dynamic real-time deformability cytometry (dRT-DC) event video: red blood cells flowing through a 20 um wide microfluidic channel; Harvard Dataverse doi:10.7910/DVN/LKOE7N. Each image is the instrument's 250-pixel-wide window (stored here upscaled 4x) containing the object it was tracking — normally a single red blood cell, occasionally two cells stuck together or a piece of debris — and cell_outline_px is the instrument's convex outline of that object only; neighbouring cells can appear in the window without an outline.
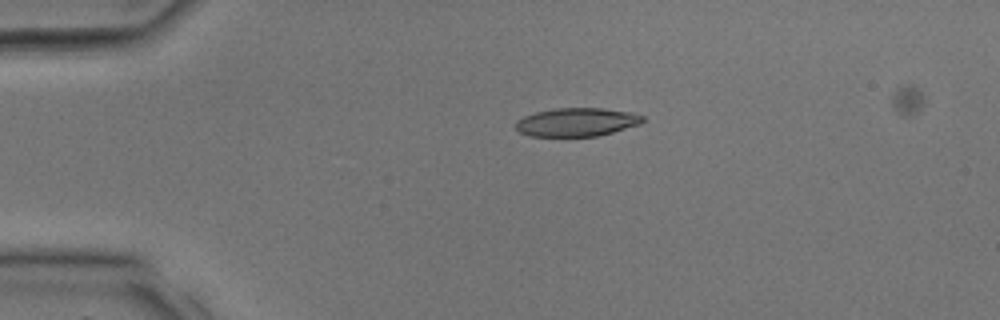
{"species": "common noctule bat (a hibernating species)", "species_latin": "Nyctalus noctula", "temperature_condition": "room temperature", "stored_images_in_passage": 8, "camera_frame_rate_fps": 3000, "um_per_image_px": 0.085, "animal": {"sex": "male", "body_mass_g": 17.9, "forearm_length_mm": 54.2}, "frame": {"image": 1, "passage_image": 1, "time_ms": 0.0, "image_size_px": [1000, 320], "cell_outline_px": [[648, 120], [640, 124], [612, 132], [596, 136], [528, 136], [520, 132], [516, 128], [516, 120], [524, 116], [536, 112], [556, 108], [600, 108], [632, 112], [644, 116]], "centroid_in_image_um": [49.05, 10.37], "position_along_channel_um": 36.0, "area_um2": 21.1}}
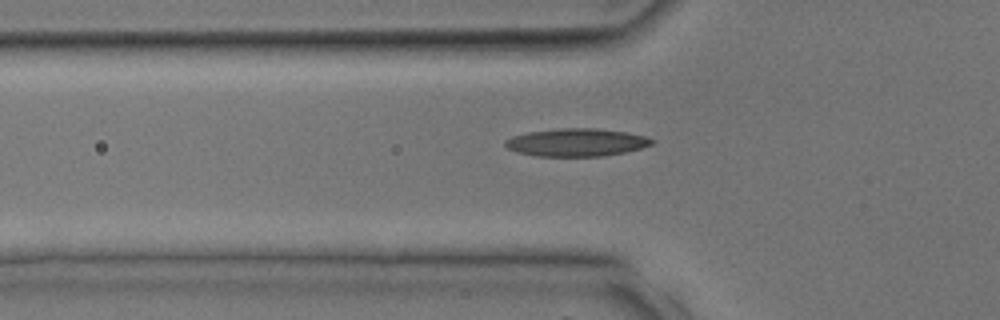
{"frame": {"image": 2, "passage_image": 5, "time_ms": 1.333, "image_size_px": [1000, 320], "cell_outline_px": [[656, 140], [652, 144], [628, 152], [604, 156], [536, 156], [516, 152], [508, 148], [504, 144], [504, 140], [512, 136], [528, 132], [560, 128], [596, 128], [628, 132], [644, 136]], "centroid_in_image_um": [49.01, 12.1], "position_along_channel_um": 76.8, "area_um2": 23.93}}